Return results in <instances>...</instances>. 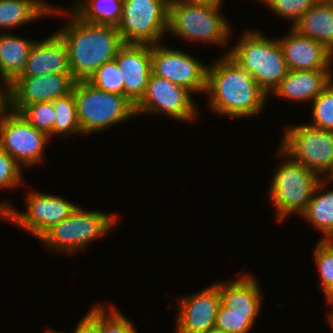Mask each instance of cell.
Wrapping results in <instances>:
<instances>
[{
	"label": "cell",
	"mask_w": 333,
	"mask_h": 333,
	"mask_svg": "<svg viewBox=\"0 0 333 333\" xmlns=\"http://www.w3.org/2000/svg\"><path fill=\"white\" fill-rule=\"evenodd\" d=\"M284 133L281 148L306 170L321 179L328 178L333 171V131L305 124L293 125Z\"/></svg>",
	"instance_id": "9"
},
{
	"label": "cell",
	"mask_w": 333,
	"mask_h": 333,
	"mask_svg": "<svg viewBox=\"0 0 333 333\" xmlns=\"http://www.w3.org/2000/svg\"><path fill=\"white\" fill-rule=\"evenodd\" d=\"M22 166L0 148V188H15L22 182Z\"/></svg>",
	"instance_id": "34"
},
{
	"label": "cell",
	"mask_w": 333,
	"mask_h": 333,
	"mask_svg": "<svg viewBox=\"0 0 333 333\" xmlns=\"http://www.w3.org/2000/svg\"><path fill=\"white\" fill-rule=\"evenodd\" d=\"M46 333H64V332H59V331L56 332L55 330H49V329H48Z\"/></svg>",
	"instance_id": "44"
},
{
	"label": "cell",
	"mask_w": 333,
	"mask_h": 333,
	"mask_svg": "<svg viewBox=\"0 0 333 333\" xmlns=\"http://www.w3.org/2000/svg\"><path fill=\"white\" fill-rule=\"evenodd\" d=\"M74 97L81 134L102 131L135 114V105L125 96L97 88L87 80L76 81Z\"/></svg>",
	"instance_id": "4"
},
{
	"label": "cell",
	"mask_w": 333,
	"mask_h": 333,
	"mask_svg": "<svg viewBox=\"0 0 333 333\" xmlns=\"http://www.w3.org/2000/svg\"><path fill=\"white\" fill-rule=\"evenodd\" d=\"M53 8L42 0H0V28H15L49 13H68Z\"/></svg>",
	"instance_id": "23"
},
{
	"label": "cell",
	"mask_w": 333,
	"mask_h": 333,
	"mask_svg": "<svg viewBox=\"0 0 333 333\" xmlns=\"http://www.w3.org/2000/svg\"><path fill=\"white\" fill-rule=\"evenodd\" d=\"M76 5L73 12L87 23L119 26L123 0H87Z\"/></svg>",
	"instance_id": "25"
},
{
	"label": "cell",
	"mask_w": 333,
	"mask_h": 333,
	"mask_svg": "<svg viewBox=\"0 0 333 333\" xmlns=\"http://www.w3.org/2000/svg\"><path fill=\"white\" fill-rule=\"evenodd\" d=\"M75 82L71 72L19 76L7 87V107L18 112L24 105L52 102L71 93Z\"/></svg>",
	"instance_id": "14"
},
{
	"label": "cell",
	"mask_w": 333,
	"mask_h": 333,
	"mask_svg": "<svg viewBox=\"0 0 333 333\" xmlns=\"http://www.w3.org/2000/svg\"><path fill=\"white\" fill-rule=\"evenodd\" d=\"M27 212L8 203L0 204V218L17 224L37 239L51 226L67 218L78 207L59 196L31 192L26 197Z\"/></svg>",
	"instance_id": "10"
},
{
	"label": "cell",
	"mask_w": 333,
	"mask_h": 333,
	"mask_svg": "<svg viewBox=\"0 0 333 333\" xmlns=\"http://www.w3.org/2000/svg\"><path fill=\"white\" fill-rule=\"evenodd\" d=\"M87 81L101 90L124 96V80L115 59L105 62Z\"/></svg>",
	"instance_id": "28"
},
{
	"label": "cell",
	"mask_w": 333,
	"mask_h": 333,
	"mask_svg": "<svg viewBox=\"0 0 333 333\" xmlns=\"http://www.w3.org/2000/svg\"><path fill=\"white\" fill-rule=\"evenodd\" d=\"M328 182L329 180L324 178L319 181L307 208L301 214L322 232V240H333V189L320 192Z\"/></svg>",
	"instance_id": "24"
},
{
	"label": "cell",
	"mask_w": 333,
	"mask_h": 333,
	"mask_svg": "<svg viewBox=\"0 0 333 333\" xmlns=\"http://www.w3.org/2000/svg\"><path fill=\"white\" fill-rule=\"evenodd\" d=\"M70 72L68 48L56 32L31 47L24 71L20 76H36Z\"/></svg>",
	"instance_id": "18"
},
{
	"label": "cell",
	"mask_w": 333,
	"mask_h": 333,
	"mask_svg": "<svg viewBox=\"0 0 333 333\" xmlns=\"http://www.w3.org/2000/svg\"><path fill=\"white\" fill-rule=\"evenodd\" d=\"M324 295L326 297V301H328L333 296V283L332 285L324 292Z\"/></svg>",
	"instance_id": "38"
},
{
	"label": "cell",
	"mask_w": 333,
	"mask_h": 333,
	"mask_svg": "<svg viewBox=\"0 0 333 333\" xmlns=\"http://www.w3.org/2000/svg\"><path fill=\"white\" fill-rule=\"evenodd\" d=\"M48 140L46 133L36 129L19 112L8 110V107L1 112L0 148L21 166L29 167L41 162Z\"/></svg>",
	"instance_id": "11"
},
{
	"label": "cell",
	"mask_w": 333,
	"mask_h": 333,
	"mask_svg": "<svg viewBox=\"0 0 333 333\" xmlns=\"http://www.w3.org/2000/svg\"><path fill=\"white\" fill-rule=\"evenodd\" d=\"M221 4H189L169 1L168 31L191 41L225 45L231 28L220 14Z\"/></svg>",
	"instance_id": "5"
},
{
	"label": "cell",
	"mask_w": 333,
	"mask_h": 333,
	"mask_svg": "<svg viewBox=\"0 0 333 333\" xmlns=\"http://www.w3.org/2000/svg\"><path fill=\"white\" fill-rule=\"evenodd\" d=\"M326 179L330 180L329 182H331V180L333 181V171L329 174L328 178Z\"/></svg>",
	"instance_id": "42"
},
{
	"label": "cell",
	"mask_w": 333,
	"mask_h": 333,
	"mask_svg": "<svg viewBox=\"0 0 333 333\" xmlns=\"http://www.w3.org/2000/svg\"><path fill=\"white\" fill-rule=\"evenodd\" d=\"M108 312L110 314H108ZM100 305V328L101 333H137L136 328L115 307L108 309Z\"/></svg>",
	"instance_id": "33"
},
{
	"label": "cell",
	"mask_w": 333,
	"mask_h": 333,
	"mask_svg": "<svg viewBox=\"0 0 333 333\" xmlns=\"http://www.w3.org/2000/svg\"><path fill=\"white\" fill-rule=\"evenodd\" d=\"M4 89V92L2 88L0 89V114L7 107L8 89Z\"/></svg>",
	"instance_id": "37"
},
{
	"label": "cell",
	"mask_w": 333,
	"mask_h": 333,
	"mask_svg": "<svg viewBox=\"0 0 333 333\" xmlns=\"http://www.w3.org/2000/svg\"><path fill=\"white\" fill-rule=\"evenodd\" d=\"M169 1L123 0L118 26L123 44H159L168 31Z\"/></svg>",
	"instance_id": "8"
},
{
	"label": "cell",
	"mask_w": 333,
	"mask_h": 333,
	"mask_svg": "<svg viewBox=\"0 0 333 333\" xmlns=\"http://www.w3.org/2000/svg\"><path fill=\"white\" fill-rule=\"evenodd\" d=\"M178 299L176 333H207L214 329L221 295L217 283Z\"/></svg>",
	"instance_id": "15"
},
{
	"label": "cell",
	"mask_w": 333,
	"mask_h": 333,
	"mask_svg": "<svg viewBox=\"0 0 333 333\" xmlns=\"http://www.w3.org/2000/svg\"><path fill=\"white\" fill-rule=\"evenodd\" d=\"M227 55V56H226ZM207 66L209 109L224 116L248 117L263 110L268 94L231 56Z\"/></svg>",
	"instance_id": "1"
},
{
	"label": "cell",
	"mask_w": 333,
	"mask_h": 333,
	"mask_svg": "<svg viewBox=\"0 0 333 333\" xmlns=\"http://www.w3.org/2000/svg\"><path fill=\"white\" fill-rule=\"evenodd\" d=\"M18 112L36 129L46 133L49 138L53 136V125L57 116L52 102L24 105Z\"/></svg>",
	"instance_id": "27"
},
{
	"label": "cell",
	"mask_w": 333,
	"mask_h": 333,
	"mask_svg": "<svg viewBox=\"0 0 333 333\" xmlns=\"http://www.w3.org/2000/svg\"><path fill=\"white\" fill-rule=\"evenodd\" d=\"M279 38L289 70H329L333 53L323 44L301 35L295 29Z\"/></svg>",
	"instance_id": "17"
},
{
	"label": "cell",
	"mask_w": 333,
	"mask_h": 333,
	"mask_svg": "<svg viewBox=\"0 0 333 333\" xmlns=\"http://www.w3.org/2000/svg\"><path fill=\"white\" fill-rule=\"evenodd\" d=\"M160 45H151L152 73L190 92H205L208 67L188 53Z\"/></svg>",
	"instance_id": "13"
},
{
	"label": "cell",
	"mask_w": 333,
	"mask_h": 333,
	"mask_svg": "<svg viewBox=\"0 0 333 333\" xmlns=\"http://www.w3.org/2000/svg\"><path fill=\"white\" fill-rule=\"evenodd\" d=\"M114 59L124 80V96L136 105L152 73L151 45L123 44Z\"/></svg>",
	"instance_id": "16"
},
{
	"label": "cell",
	"mask_w": 333,
	"mask_h": 333,
	"mask_svg": "<svg viewBox=\"0 0 333 333\" xmlns=\"http://www.w3.org/2000/svg\"><path fill=\"white\" fill-rule=\"evenodd\" d=\"M278 152L289 159L273 174L268 192L276 207L277 220L282 221L293 213L301 215L305 211L321 178L306 170L281 147Z\"/></svg>",
	"instance_id": "7"
},
{
	"label": "cell",
	"mask_w": 333,
	"mask_h": 333,
	"mask_svg": "<svg viewBox=\"0 0 333 333\" xmlns=\"http://www.w3.org/2000/svg\"><path fill=\"white\" fill-rule=\"evenodd\" d=\"M327 319L329 320V324L331 325V327L333 328V317H327ZM333 331V330H332Z\"/></svg>",
	"instance_id": "43"
},
{
	"label": "cell",
	"mask_w": 333,
	"mask_h": 333,
	"mask_svg": "<svg viewBox=\"0 0 333 333\" xmlns=\"http://www.w3.org/2000/svg\"><path fill=\"white\" fill-rule=\"evenodd\" d=\"M221 304L237 316H257L261 308L259 284L249 274L239 276L234 282L217 283Z\"/></svg>",
	"instance_id": "20"
},
{
	"label": "cell",
	"mask_w": 333,
	"mask_h": 333,
	"mask_svg": "<svg viewBox=\"0 0 333 333\" xmlns=\"http://www.w3.org/2000/svg\"><path fill=\"white\" fill-rule=\"evenodd\" d=\"M207 333H224V332L219 331V330H217V329H211V330H209Z\"/></svg>",
	"instance_id": "40"
},
{
	"label": "cell",
	"mask_w": 333,
	"mask_h": 333,
	"mask_svg": "<svg viewBox=\"0 0 333 333\" xmlns=\"http://www.w3.org/2000/svg\"><path fill=\"white\" fill-rule=\"evenodd\" d=\"M312 124L309 126L333 131V81L312 101Z\"/></svg>",
	"instance_id": "29"
},
{
	"label": "cell",
	"mask_w": 333,
	"mask_h": 333,
	"mask_svg": "<svg viewBox=\"0 0 333 333\" xmlns=\"http://www.w3.org/2000/svg\"><path fill=\"white\" fill-rule=\"evenodd\" d=\"M148 112L163 113L179 121H192L198 108L189 90L151 73L145 94L135 105L136 115Z\"/></svg>",
	"instance_id": "12"
},
{
	"label": "cell",
	"mask_w": 333,
	"mask_h": 333,
	"mask_svg": "<svg viewBox=\"0 0 333 333\" xmlns=\"http://www.w3.org/2000/svg\"><path fill=\"white\" fill-rule=\"evenodd\" d=\"M331 306L333 305V296L327 301ZM327 317H333V310L327 314Z\"/></svg>",
	"instance_id": "39"
},
{
	"label": "cell",
	"mask_w": 333,
	"mask_h": 333,
	"mask_svg": "<svg viewBox=\"0 0 333 333\" xmlns=\"http://www.w3.org/2000/svg\"><path fill=\"white\" fill-rule=\"evenodd\" d=\"M291 27L333 53V3L316 2Z\"/></svg>",
	"instance_id": "21"
},
{
	"label": "cell",
	"mask_w": 333,
	"mask_h": 333,
	"mask_svg": "<svg viewBox=\"0 0 333 333\" xmlns=\"http://www.w3.org/2000/svg\"><path fill=\"white\" fill-rule=\"evenodd\" d=\"M73 333H101L100 305H95L77 324Z\"/></svg>",
	"instance_id": "35"
},
{
	"label": "cell",
	"mask_w": 333,
	"mask_h": 333,
	"mask_svg": "<svg viewBox=\"0 0 333 333\" xmlns=\"http://www.w3.org/2000/svg\"><path fill=\"white\" fill-rule=\"evenodd\" d=\"M71 12V22L57 33L66 42L72 76L76 81L88 80L100 66L116 57L123 42L118 27L87 23Z\"/></svg>",
	"instance_id": "2"
},
{
	"label": "cell",
	"mask_w": 333,
	"mask_h": 333,
	"mask_svg": "<svg viewBox=\"0 0 333 333\" xmlns=\"http://www.w3.org/2000/svg\"><path fill=\"white\" fill-rule=\"evenodd\" d=\"M314 251L316 265L320 272L319 288H323L325 292L333 283V240L320 239Z\"/></svg>",
	"instance_id": "30"
},
{
	"label": "cell",
	"mask_w": 333,
	"mask_h": 333,
	"mask_svg": "<svg viewBox=\"0 0 333 333\" xmlns=\"http://www.w3.org/2000/svg\"><path fill=\"white\" fill-rule=\"evenodd\" d=\"M110 215L85 211L78 206L70 216L51 226L38 239L51 250L76 254L113 228L119 215Z\"/></svg>",
	"instance_id": "6"
},
{
	"label": "cell",
	"mask_w": 333,
	"mask_h": 333,
	"mask_svg": "<svg viewBox=\"0 0 333 333\" xmlns=\"http://www.w3.org/2000/svg\"><path fill=\"white\" fill-rule=\"evenodd\" d=\"M34 43L10 33L0 34V77L4 87L22 74Z\"/></svg>",
	"instance_id": "22"
},
{
	"label": "cell",
	"mask_w": 333,
	"mask_h": 333,
	"mask_svg": "<svg viewBox=\"0 0 333 333\" xmlns=\"http://www.w3.org/2000/svg\"><path fill=\"white\" fill-rule=\"evenodd\" d=\"M257 316H237L220 304L214 329L224 333H248Z\"/></svg>",
	"instance_id": "31"
},
{
	"label": "cell",
	"mask_w": 333,
	"mask_h": 333,
	"mask_svg": "<svg viewBox=\"0 0 333 333\" xmlns=\"http://www.w3.org/2000/svg\"><path fill=\"white\" fill-rule=\"evenodd\" d=\"M332 70H289L271 94L291 101H313L333 80Z\"/></svg>",
	"instance_id": "19"
},
{
	"label": "cell",
	"mask_w": 333,
	"mask_h": 333,
	"mask_svg": "<svg viewBox=\"0 0 333 333\" xmlns=\"http://www.w3.org/2000/svg\"><path fill=\"white\" fill-rule=\"evenodd\" d=\"M316 2L333 3V0H315Z\"/></svg>",
	"instance_id": "41"
},
{
	"label": "cell",
	"mask_w": 333,
	"mask_h": 333,
	"mask_svg": "<svg viewBox=\"0 0 333 333\" xmlns=\"http://www.w3.org/2000/svg\"><path fill=\"white\" fill-rule=\"evenodd\" d=\"M282 18L293 20L294 24L316 3L315 0H261Z\"/></svg>",
	"instance_id": "32"
},
{
	"label": "cell",
	"mask_w": 333,
	"mask_h": 333,
	"mask_svg": "<svg viewBox=\"0 0 333 333\" xmlns=\"http://www.w3.org/2000/svg\"><path fill=\"white\" fill-rule=\"evenodd\" d=\"M189 4H203V5H212V4H222L223 0H175Z\"/></svg>",
	"instance_id": "36"
},
{
	"label": "cell",
	"mask_w": 333,
	"mask_h": 333,
	"mask_svg": "<svg viewBox=\"0 0 333 333\" xmlns=\"http://www.w3.org/2000/svg\"><path fill=\"white\" fill-rule=\"evenodd\" d=\"M52 103L57 116L53 125V135L81 134L74 92L58 97Z\"/></svg>",
	"instance_id": "26"
},
{
	"label": "cell",
	"mask_w": 333,
	"mask_h": 333,
	"mask_svg": "<svg viewBox=\"0 0 333 333\" xmlns=\"http://www.w3.org/2000/svg\"><path fill=\"white\" fill-rule=\"evenodd\" d=\"M267 93L280 84L289 69L278 40L247 31L228 53Z\"/></svg>",
	"instance_id": "3"
}]
</instances>
